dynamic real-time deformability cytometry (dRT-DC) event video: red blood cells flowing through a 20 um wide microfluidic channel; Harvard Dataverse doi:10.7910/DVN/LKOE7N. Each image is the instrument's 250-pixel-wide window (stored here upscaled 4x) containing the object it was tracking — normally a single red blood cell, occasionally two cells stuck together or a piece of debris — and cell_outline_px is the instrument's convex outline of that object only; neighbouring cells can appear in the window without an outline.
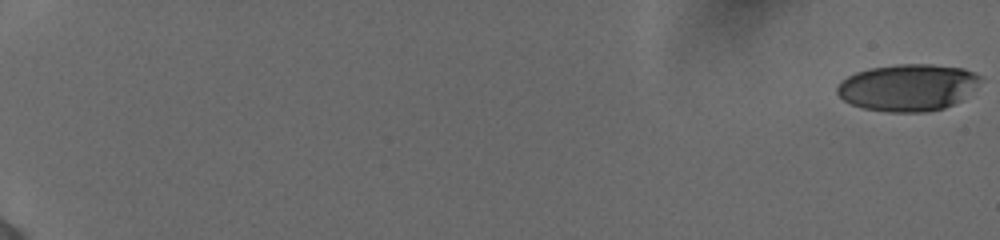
{"species": "human", "species_latin": "Homo sapiens", "temperature_condition": "cold", "stored_images_in_passage": 57, "camera_frame_rate_fps": 3000, "um_per_image_px": 0.085, "donor": {"sex": "female"}, "frame": {"image": 1, "passage_image": 1, "time_ms": 0.0, "image_size_px": [1000, 240], "cell_outline_px": [[984, 80], [960, 100], [944, 108], [928, 112], [888, 112], [864, 108], [852, 104], [844, 100], [836, 92], [836, 88], [840, 80], [856, 72], [868, 68], [896, 64], [932, 64], [964, 68], [984, 76]], "centroid_in_image_um": [77.18, 7.42], "position_along_channel_um": 7.8, "area_um2": 39.48}}
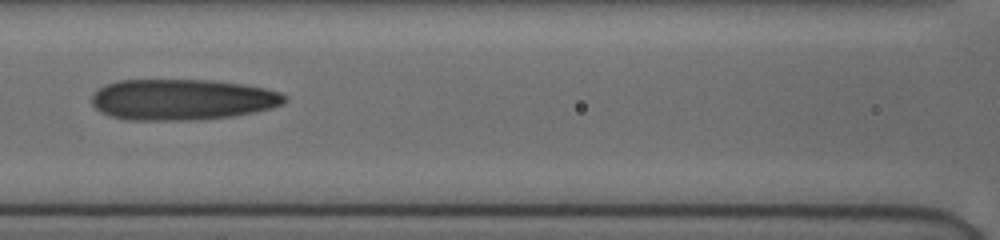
{"frame": {"image": 2, "passage_image": 30, "time_ms": 9.667, "image_size_px": [1000, 240], "cell_outline_px": [[288, 100], [272, 108], [256, 112], [232, 116], [196, 120], [128, 120], [108, 116], [100, 112], [92, 104], [92, 96], [104, 84], [116, 80], [212, 80], [244, 84], [264, 88], [280, 92], [288, 96]], "centroid_in_image_um": [15.49, 8.46], "position_along_channel_um": 151.1, "area_um2": 46.41}}
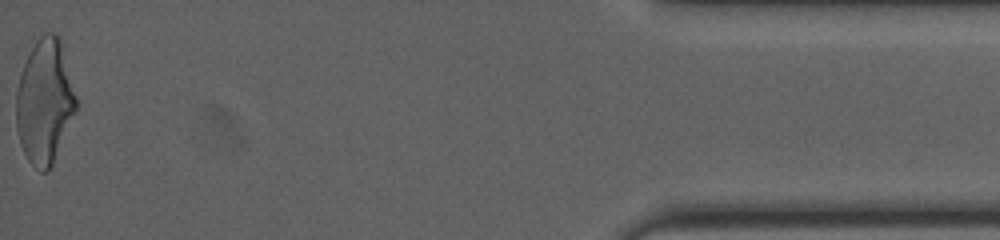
{"frame": {"image": 3, "passage_image": 57, "time_ms": 18.667, "image_size_px": [1000, 240], "cell_outline_px": [[76, 108], [52, 164], [48, 172], [40, 172], [28, 160], [20, 144], [16, 128], [16, 92], [20, 76], [28, 52], [36, 40], [44, 32], [52, 32], [60, 36], [76, 96]], "centroid_in_image_um": [3.77, 8.6], "position_along_channel_um": 431.4, "area_um2": 43.18}, "authors_computed_cell_mechanics": {"area_um2": 43.5234, "velocity_mm_per_s": 3.909, "shape_relaxation_time_tau1_ms": 5.7346, "shape_relaxation_time_tau2_ms": 1.8573, "deformation_change_tau1": 0.2053, "deformation_change_tau2": 0.1216}}